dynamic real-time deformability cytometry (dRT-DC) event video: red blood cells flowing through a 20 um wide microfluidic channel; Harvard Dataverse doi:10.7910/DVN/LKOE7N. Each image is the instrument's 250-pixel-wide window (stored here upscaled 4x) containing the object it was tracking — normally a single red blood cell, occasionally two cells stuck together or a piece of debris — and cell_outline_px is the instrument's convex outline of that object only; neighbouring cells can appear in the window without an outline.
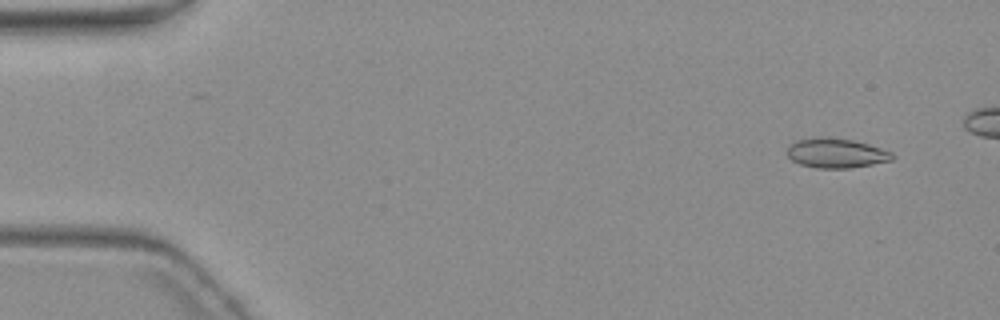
{"species": "common noctule bat (a hibernating species)", "species_latin": "Nyctalus noctula", "temperature_condition": "warm", "stored_images_in_passage": 9, "camera_frame_rate_fps": 3000, "um_per_image_px": 0.085, "animal": {"sex": "female", "body_mass_g": 19.3, "forearm_length_mm": 54.1}, "frame": {"image": 1, "passage_image": 2, "time_ms": 1.333, "image_size_px": [1000, 320], "cell_outline_px": [[896, 156], [892, 160], [872, 164], [848, 168], [816, 168], [800, 164], [792, 160], [784, 152], [788, 144], [796, 140], [812, 136], [828, 136], [852, 140], [868, 144], [892, 152]], "centroid_in_image_um": [71.0, 12.99], "position_along_channel_um": 14.0, "area_um2": 18.55}}
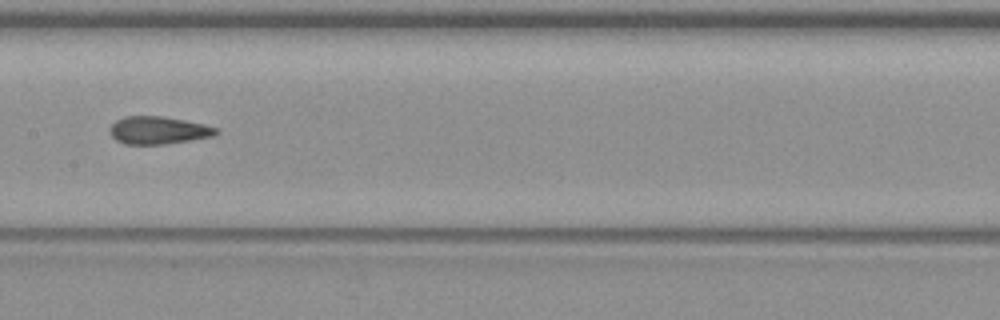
{"frame": {"image": 2, "passage_image": 8, "time_ms": 9.667, "image_size_px": [1000, 320], "cell_outline_px": [[220, 132], [212, 136], [164, 144], [124, 144], [116, 140], [108, 132], [108, 128], [116, 120], [124, 116], [164, 116], [204, 124], [220, 128]], "centroid_in_image_um": [13.43, 11.06], "position_along_channel_um": 194.0, "area_um2": 17.22}}
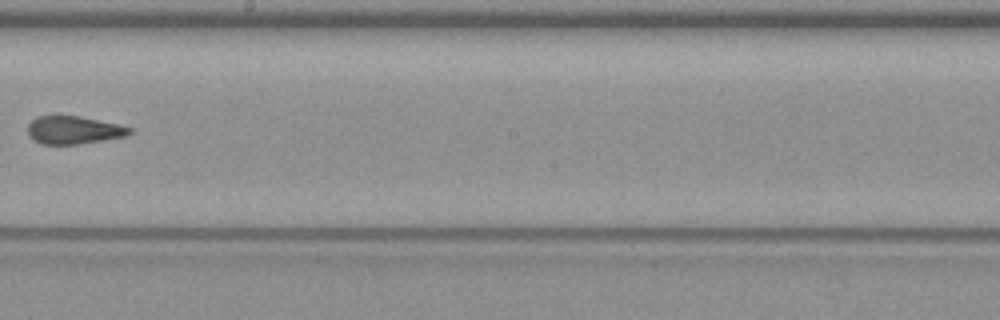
{"frame": {"image": 3, "passage_image": 9, "time_ms": 11.0, "image_size_px": [1000, 320], "cell_outline_px": [[132, 132], [128, 136], [80, 144], [40, 144], [32, 140], [28, 136], [28, 124], [36, 116], [80, 116], [116, 124], [132, 128]], "centroid_in_image_um": [6.24, 11.07], "position_along_channel_um": 242.0, "area_um2": 16.65}}